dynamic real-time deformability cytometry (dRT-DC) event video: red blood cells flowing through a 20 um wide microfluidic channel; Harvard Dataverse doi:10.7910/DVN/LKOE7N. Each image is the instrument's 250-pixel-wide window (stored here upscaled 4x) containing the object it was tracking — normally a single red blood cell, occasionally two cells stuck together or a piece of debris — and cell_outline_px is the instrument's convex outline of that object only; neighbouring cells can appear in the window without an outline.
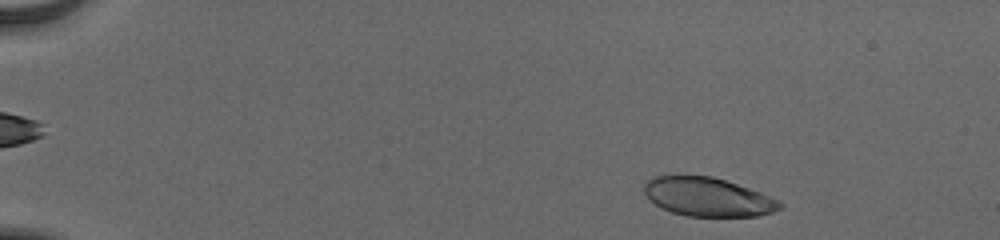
{"species": "human", "species_latin": "Homo sapiens", "temperature_condition": "cold", "stored_images_in_passage": 48, "camera_frame_rate_fps": 3000, "um_per_image_px": 0.085, "donor": {"sex": "male"}, "frame": {"image": 1, "passage_image": 2, "time_ms": 0.333, "image_size_px": [1000, 240], "cell_outline_px": [[784, 204], [780, 208], [772, 212], [756, 216], [688, 216], [672, 212], [656, 204], [644, 192], [644, 184], [648, 180], [656, 176], [712, 176], [760, 192]], "centroid_in_image_um": [60.16, 16.74], "position_along_channel_um": 24.8, "area_um2": 30.0}}
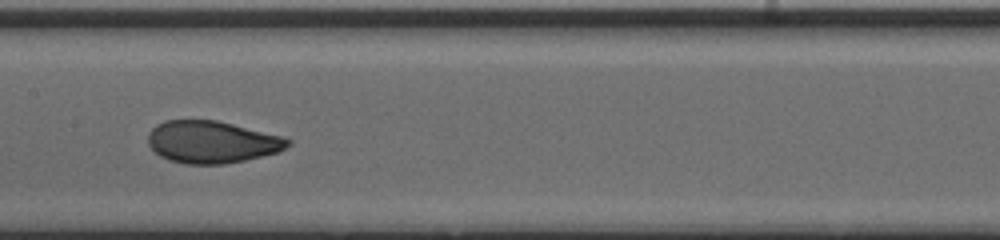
{"frame": {"image": 2, "passage_image": 24, "time_ms": 7.667, "image_size_px": [1000, 240], "cell_outline_px": [[292, 144], [276, 152], [244, 160], [224, 164], [188, 164], [168, 160], [160, 156], [148, 144], [148, 132], [156, 124], [164, 120], [216, 120], [280, 136], [292, 140]], "centroid_in_image_um": [17.96, 12.07], "position_along_channel_um": 189.4, "area_um2": 34.1}}
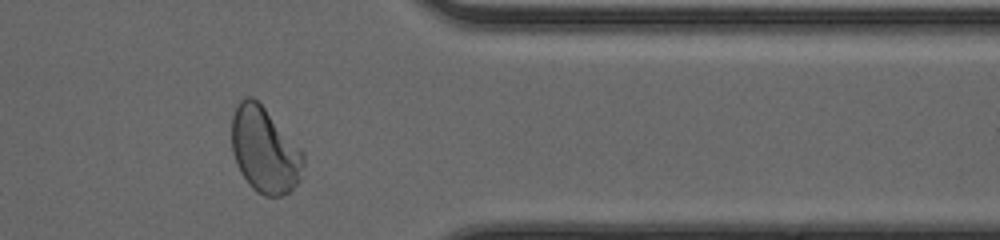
{"frame": {"image": 3, "passage_image": 40, "time_ms": 13.0, "image_size_px": [1000, 240], "cell_outline_px": [[304, 164], [300, 180], [288, 192], [280, 196], [264, 196], [256, 192], [248, 184], [240, 172], [236, 164], [232, 152], [232, 116], [240, 100], [248, 96], [252, 96], [264, 108], [304, 152]], "centroid_in_image_um": [22.49, 12.79], "position_along_channel_um": 388.9, "area_um2": 35.66}, "authors_computed_cell_mechanics": {"area_um2": 34.391, "velocity_mm_per_s": 3.8881, "shape_relaxation_time_tau1_ms": 4.3498, "shape_relaxation_time_tau2_ms": null, "deformation_change_tau1": 0.1789, "deformation_change_tau2": null}}